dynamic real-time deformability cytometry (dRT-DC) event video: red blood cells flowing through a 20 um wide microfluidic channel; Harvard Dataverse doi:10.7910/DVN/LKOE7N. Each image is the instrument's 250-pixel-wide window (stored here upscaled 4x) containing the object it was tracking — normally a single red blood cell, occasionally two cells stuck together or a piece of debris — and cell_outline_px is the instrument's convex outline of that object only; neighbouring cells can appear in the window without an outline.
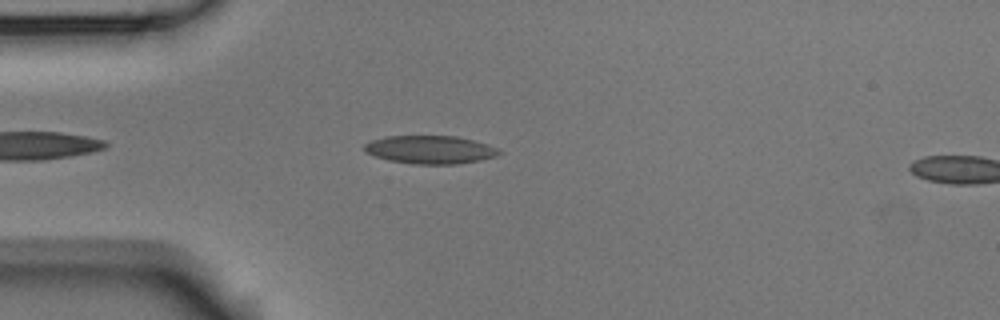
{"species": "Egyptian fruit bat (a non-hibernating species)", "species_latin": "Rousettus aegyptiacus", "temperature_condition": "room temperature", "stored_images_in_passage": 4, "camera_frame_rate_fps": 3000, "um_per_image_px": 0.085, "animal": {"sex": "male"}, "frame": {"image": 1, "passage_image": 4, "time_ms": 1.0, "image_size_px": [1000, 320], "cell_outline_px": [[504, 152], [496, 156], [480, 160], [456, 164], [412, 164], [388, 160], [364, 152], [364, 144], [372, 140], [384, 136], [456, 136], [488, 144]], "centroid_in_image_um": [36.55, 12.72], "position_along_channel_um": 48.4, "area_um2": 22.14}}